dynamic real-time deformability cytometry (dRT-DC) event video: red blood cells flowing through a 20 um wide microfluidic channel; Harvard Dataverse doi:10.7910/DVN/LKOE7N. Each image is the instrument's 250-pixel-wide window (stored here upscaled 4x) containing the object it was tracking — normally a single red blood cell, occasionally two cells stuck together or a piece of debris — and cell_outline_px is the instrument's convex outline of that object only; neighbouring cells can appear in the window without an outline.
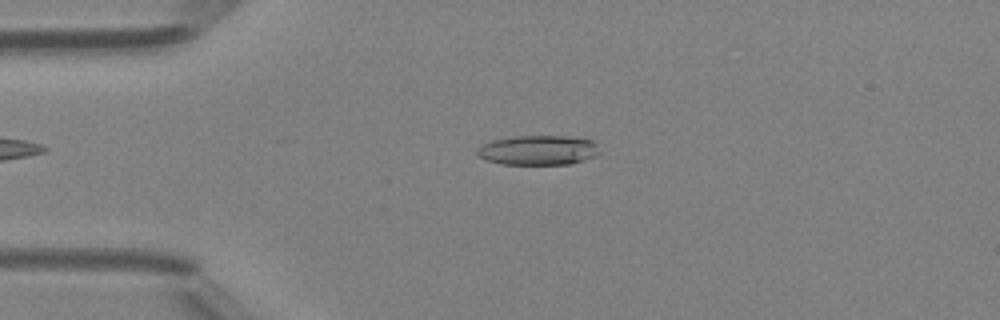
{"species": "Egyptian fruit bat (a non-hibernating species)", "species_latin": "Rousettus aegyptiacus", "temperature_condition": "room temperature", "stored_images_in_passage": 17, "camera_frame_rate_fps": 3000, "um_per_image_px": 0.085, "animal": {"sex": "female"}, "frame": {"image": 1, "passage_image": 12, "time_ms": 3.667, "image_size_px": [1000, 320], "cell_outline_px": [[600, 152], [596, 156], [584, 160], [568, 164], [500, 164], [488, 160], [480, 156], [476, 152], [476, 148], [492, 140], [516, 136], [568, 136], [592, 140], [596, 144]], "centroid_in_image_um": [45.76, 12.76], "position_along_channel_um": 39.2, "area_um2": 21.1}}